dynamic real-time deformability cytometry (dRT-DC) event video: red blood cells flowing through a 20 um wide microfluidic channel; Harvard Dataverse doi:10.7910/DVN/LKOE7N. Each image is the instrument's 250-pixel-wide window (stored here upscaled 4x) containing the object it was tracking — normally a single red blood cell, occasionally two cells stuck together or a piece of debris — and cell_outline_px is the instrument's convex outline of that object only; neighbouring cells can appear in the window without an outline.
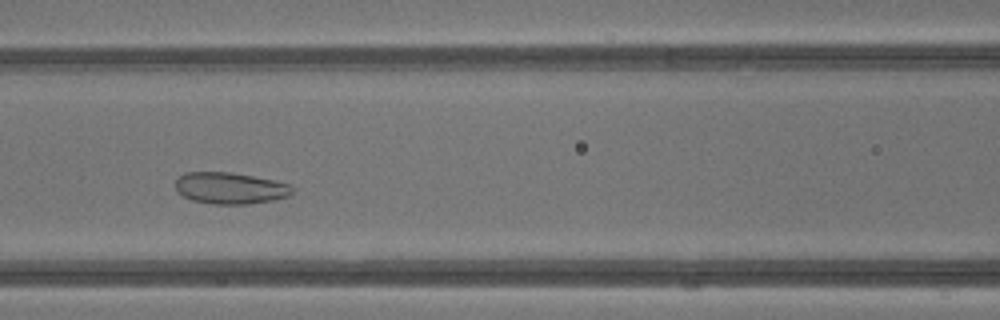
{"species": "common noctule bat (a hibernating species)", "species_latin": "Nyctalus noctula", "temperature_condition": "warm", "stored_images_in_passage": 39, "camera_frame_rate_fps": 3000, "um_per_image_px": 0.085, "animal": {"sex": "male", "body_mass_g": 13.3}, "frame": {"image": 1, "passage_image": 15, "time_ms": 4.667, "image_size_px": [1000, 320], "cell_outline_px": [[292, 192], [288, 196], [272, 200], [248, 204], [212, 204], [192, 200], [184, 196], [176, 188], [176, 180], [184, 172], [228, 172], [252, 176], [272, 180], [288, 184], [292, 188]], "centroid_in_image_um": [19.54, 15.99], "position_along_channel_um": 147.1, "area_um2": 21.15}}
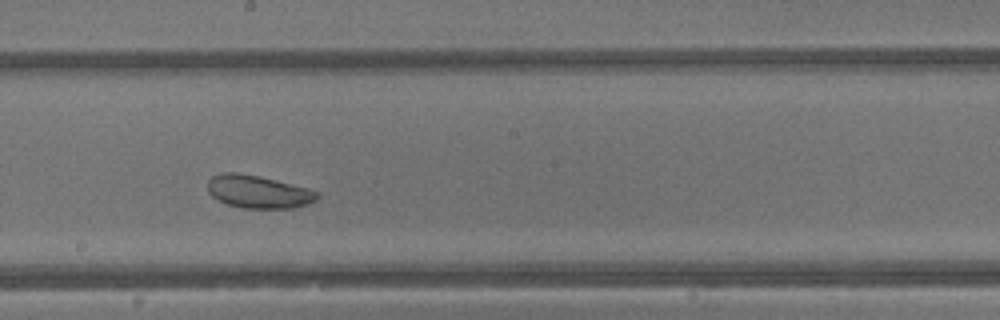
{"frame": {"image": 2, "passage_image": 20, "time_ms": 6.333, "image_size_px": [1000, 320], "cell_outline_px": [[320, 196], [316, 200], [292, 208], [244, 208], [228, 204], [212, 196], [208, 192], [208, 180], [212, 176], [220, 172], [236, 172], [260, 176], [308, 188], [316, 192]], "centroid_in_image_um": [21.92, 16.28], "position_along_channel_um": 226.3, "area_um2": 20.81}}
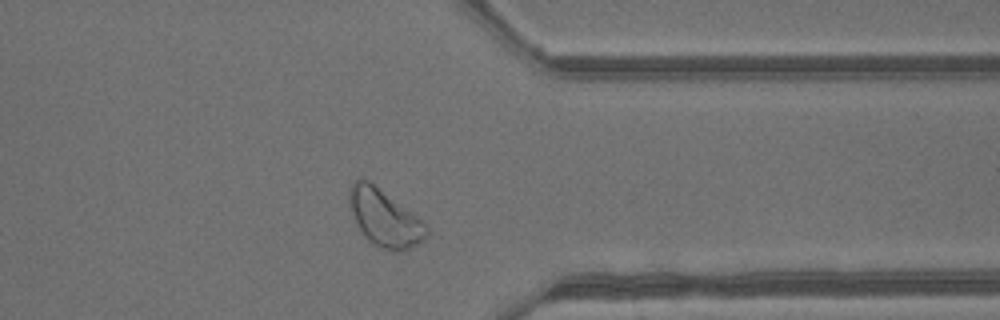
{"frame": {"image": 3, "passage_image": 30, "time_ms": 9.667, "image_size_px": [1000, 320], "cell_outline_px": [[432, 232], [424, 240], [400, 252], [396, 252], [380, 248], [372, 244], [364, 236], [356, 224], [348, 204], [348, 192], [352, 180], [360, 176], [368, 180], [428, 224]], "centroid_in_image_um": [32.68, 18.52], "position_along_channel_um": 378.7, "area_um2": 26.13}, "authors_computed_cell_mechanics": {"area_um2": 26.588, "velocity_mm_per_s": 4.7688, "shape_relaxation_time_tau1_ms": null, "shape_relaxation_time_tau2_ms": 1.8398, "deformation_change_tau1": null, "deformation_change_tau2": 0.0696}}